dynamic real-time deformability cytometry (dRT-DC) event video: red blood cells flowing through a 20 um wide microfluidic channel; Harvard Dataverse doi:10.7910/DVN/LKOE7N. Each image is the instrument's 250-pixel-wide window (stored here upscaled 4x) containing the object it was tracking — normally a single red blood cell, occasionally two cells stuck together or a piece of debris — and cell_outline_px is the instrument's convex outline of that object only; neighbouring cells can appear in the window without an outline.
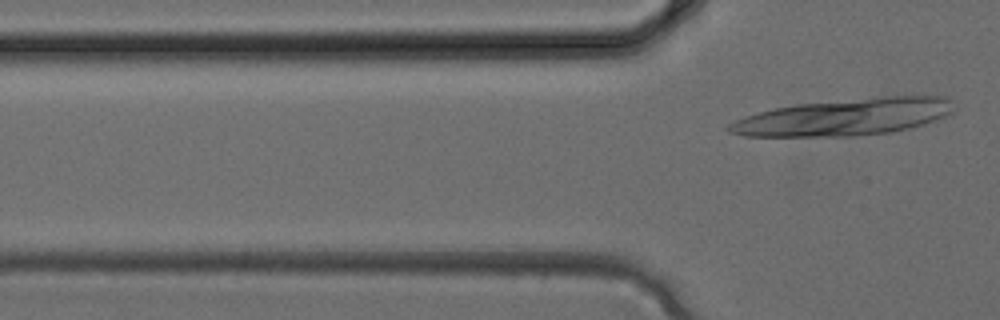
{"species": "common noctule bat (a hibernating species)", "species_latin": "Nyctalus noctula", "temperature_condition": "cold", "stored_images_in_passage": 2, "camera_frame_rate_fps": 3000, "um_per_image_px": 0.085, "animal": {"sex": "female", "body_mass_g": 24.6, "forearm_length_mm": 56.2}, "frame": {"image": 1, "passage_image": 2, "time_ms": 0.333, "image_size_px": [1000, 320], "cell_outline_px": [[956, 108], [952, 112], [936, 120], [924, 124], [892, 132], [852, 136], [744, 136], [728, 132], [724, 128], [728, 124], [744, 116], [776, 108], [800, 104], [872, 96], [948, 96], [952, 100]], "centroid_in_image_um": [71.81, 9.94], "position_along_channel_um": 54.0, "area_um2": 48.49}}